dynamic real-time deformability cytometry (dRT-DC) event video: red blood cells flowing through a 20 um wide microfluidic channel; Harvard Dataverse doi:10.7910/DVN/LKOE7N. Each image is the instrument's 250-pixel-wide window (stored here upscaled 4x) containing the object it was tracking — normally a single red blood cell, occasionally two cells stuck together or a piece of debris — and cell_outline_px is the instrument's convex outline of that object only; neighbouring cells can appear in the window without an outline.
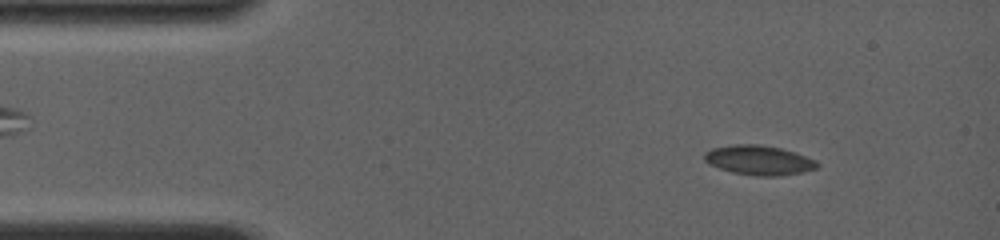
{"species": "common noctule bat (a hibernating species)", "species_latin": "Nyctalus noctula", "temperature_condition": "room temperature", "stored_images_in_passage": 6, "camera_frame_rate_fps": 4000, "um_per_image_px": 0.085, "animal": {"sex": "female", "body_mass_g": 19.0, "forearm_length_mm": 56.7}, "frame": {"image": 1, "passage_image": 1, "time_ms": 0.0, "image_size_px": [1000, 240], "cell_outline_px": [[820, 164], [816, 168], [804, 172], [780, 176], [756, 176], [732, 172], [708, 164], [704, 160], [704, 152], [712, 148], [732, 144], [760, 144], [780, 148], [796, 152], [816, 160]], "centroid_in_image_um": [64.51, 13.61], "position_along_channel_um": 20.5, "area_um2": 19.65}}
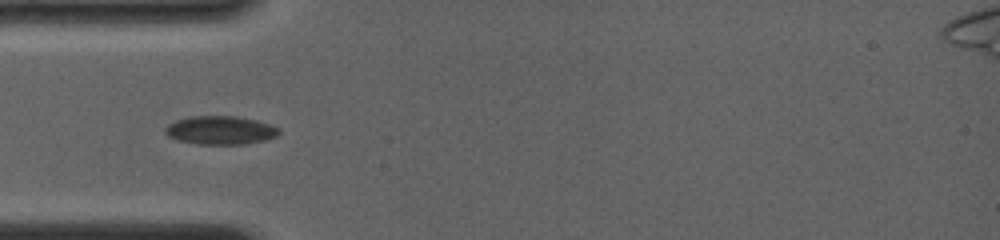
{"frame": {"image": 2, "passage_image": 4, "time_ms": 3.0, "image_size_px": [1000, 240], "cell_outline_px": [[280, 132], [276, 136], [264, 140], [244, 144], [196, 144], [176, 140], [168, 136], [164, 132], [164, 128], [168, 124], [176, 120], [188, 116], [236, 116], [256, 120], [280, 128]], "centroid_in_image_um": [18.69, 11.07], "position_along_channel_um": 66.3, "area_um2": 18.96}}
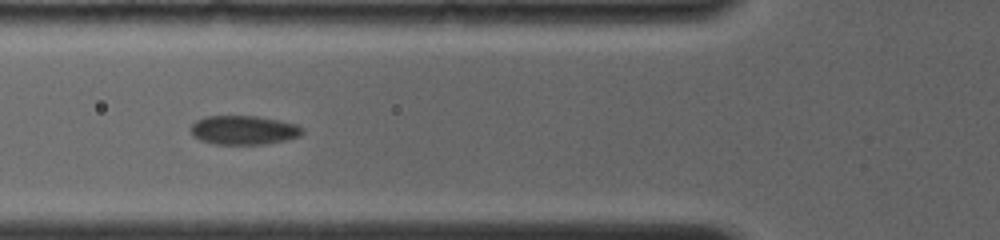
{"frame": {"image": 3, "passage_image": 5, "time_ms": 4.0, "image_size_px": [1000, 240], "cell_outline_px": [[304, 132], [300, 136], [284, 140], [264, 144], [212, 144], [200, 140], [192, 136], [188, 128], [196, 120], [204, 116], [256, 116], [280, 120], [296, 124], [304, 128]], "centroid_in_image_um": [20.67, 11.05], "position_along_channel_um": 105.1, "area_um2": 19.13}}